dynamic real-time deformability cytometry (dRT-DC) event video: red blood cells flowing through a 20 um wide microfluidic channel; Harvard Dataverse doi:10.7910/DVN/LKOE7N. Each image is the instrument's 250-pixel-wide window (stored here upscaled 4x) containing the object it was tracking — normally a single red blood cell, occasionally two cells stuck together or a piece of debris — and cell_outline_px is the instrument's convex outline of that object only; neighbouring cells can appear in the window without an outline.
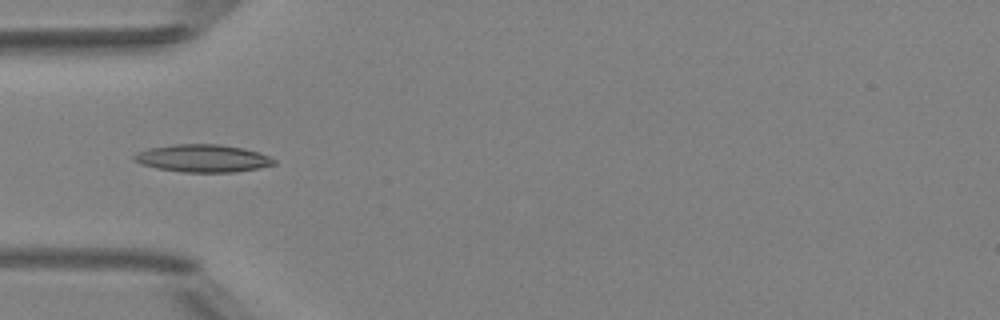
{"species": "Egyptian fruit bat (a non-hibernating species)", "species_latin": "Rousettus aegyptiacus", "temperature_condition": "room temperature", "stored_images_in_passage": 5, "camera_frame_rate_fps": 3000, "um_per_image_px": 0.085, "animal": {"sex": "female"}, "frame": {"image": 1, "passage_image": 4, "time_ms": 4.333, "image_size_px": [1000, 320], "cell_outline_px": [[276, 164], [256, 168], [232, 172], [184, 172], [156, 168], [140, 164], [132, 160], [132, 156], [136, 152], [148, 148], [172, 144], [220, 144], [244, 148], [260, 152], [276, 160]], "centroid_in_image_um": [17.19, 13.44], "position_along_channel_um": 67.8, "area_um2": 22.66}}
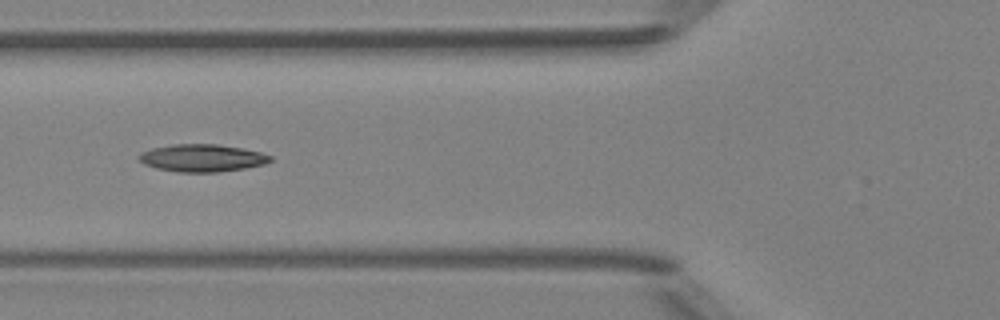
{"frame": {"image": 2, "passage_image": 5, "time_ms": 5.333, "image_size_px": [1000, 320], "cell_outline_px": [[272, 160], [264, 164], [244, 168], [220, 172], [176, 172], [156, 168], [144, 164], [136, 156], [140, 152], [152, 148], [172, 144], [216, 144], [240, 148], [260, 152], [272, 156]], "centroid_in_image_um": [17.14, 13.43], "position_along_channel_um": 108.7, "area_um2": 21.04}}